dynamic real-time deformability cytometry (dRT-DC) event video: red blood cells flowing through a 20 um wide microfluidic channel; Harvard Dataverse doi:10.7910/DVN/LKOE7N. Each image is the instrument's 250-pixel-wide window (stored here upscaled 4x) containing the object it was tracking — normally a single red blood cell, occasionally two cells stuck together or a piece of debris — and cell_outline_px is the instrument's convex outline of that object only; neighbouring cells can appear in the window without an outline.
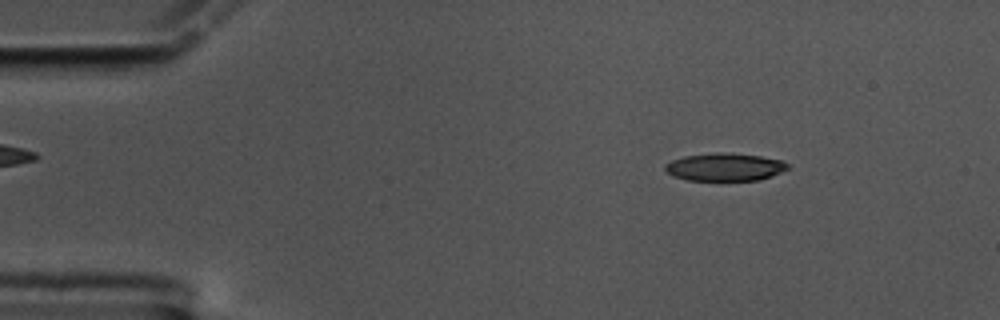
{"species": "common noctule bat (a hibernating species)", "species_latin": "Nyctalus noctula", "temperature_condition": "cold", "stored_images_in_passage": 57, "camera_frame_rate_fps": 3000, "um_per_image_px": 0.085, "animal": {"sex": "male", "body_mass_g": 17.5, "forearm_length_mm": 52.3}, "frame": {"image": 1, "passage_image": 7, "time_ms": 2.0, "image_size_px": [1000, 320], "cell_outline_px": [[792, 168], [772, 176], [760, 180], [688, 180], [672, 176], [664, 168], [664, 164], [672, 160], [684, 156], [716, 152], [728, 152], [760, 156], [780, 160], [788, 164]], "centroid_in_image_um": [61.63, 14.19], "position_along_channel_um": 23.4, "area_um2": 20.0}}
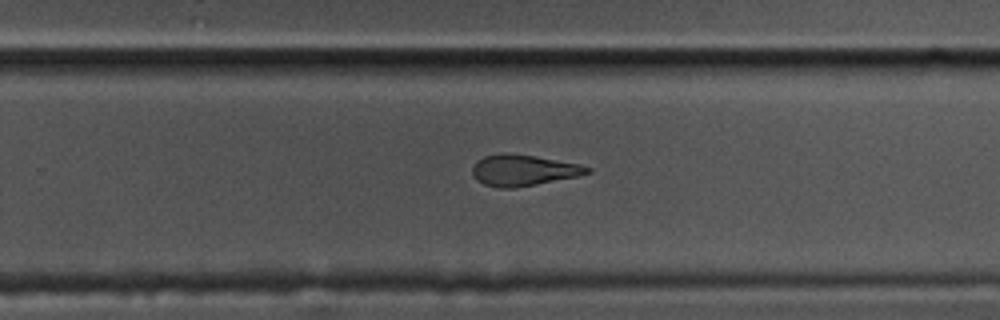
{"frame": {"image": 2, "passage_image": 36, "time_ms": 11.667, "image_size_px": [1000, 320], "cell_outline_px": [[592, 172], [576, 176], [516, 188], [500, 188], [484, 184], [476, 180], [472, 172], [472, 168], [476, 160], [484, 156], [500, 152], [508, 152], [536, 156], [580, 164], [592, 168]], "centroid_in_image_um": [44.45, 14.45], "position_along_channel_um": 285.3, "area_um2": 20.98}}
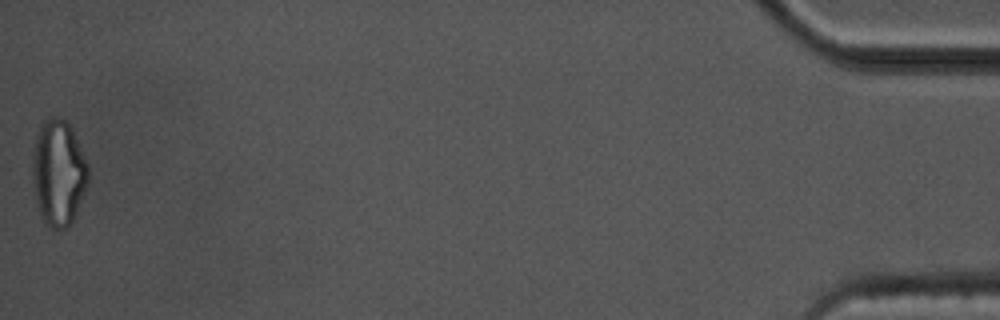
{"frame": {"image": 3, "passage_image": 57, "time_ms": 18.667, "image_size_px": [1000, 320], "cell_outline_px": [[88, 184], [72, 220], [68, 228], [52, 228], [44, 224], [40, 216], [36, 204], [32, 172], [32, 152], [36, 136], [40, 124], [44, 120], [52, 116], [60, 116], [72, 128], [88, 164]], "centroid_in_image_um": [4.94, 14.67], "position_along_channel_um": 430.3, "area_um2": 34.68}, "authors_computed_cell_mechanics": {"area_um2": 21.2704, "velocity_mm_per_s": 3.4527, "shape_relaxation_time_tau1_ms": null, "shape_relaxation_time_tau2_ms": 4.6873, "deformation_change_tau1": null, "deformation_change_tau2": 0.1517}}